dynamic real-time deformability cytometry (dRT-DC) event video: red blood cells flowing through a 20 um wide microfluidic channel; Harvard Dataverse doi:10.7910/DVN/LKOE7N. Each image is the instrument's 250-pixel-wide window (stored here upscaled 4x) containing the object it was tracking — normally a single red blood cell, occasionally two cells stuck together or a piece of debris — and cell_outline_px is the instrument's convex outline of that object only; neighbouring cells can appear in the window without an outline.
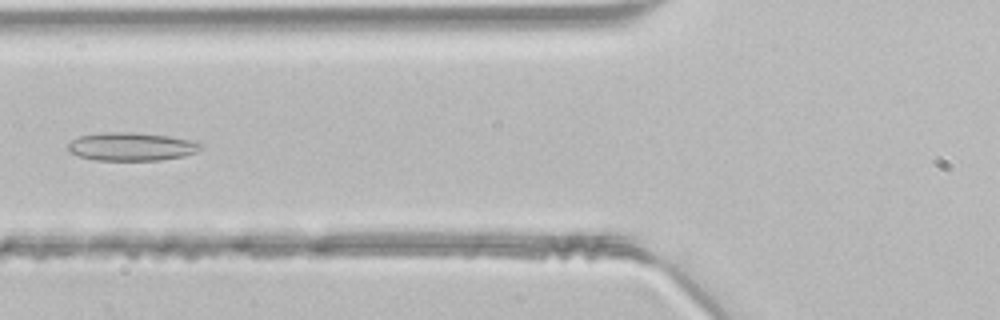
{"species": "common noctule bat (a hibernating species)", "species_latin": "Nyctalus noctula", "temperature_condition": "room temperature", "stored_images_in_passage": 43, "camera_frame_rate_fps": 3000, "um_per_image_px": 0.085, "animal": {"sex": "male", "body_mass_g": 21.5, "forearm_length_mm": 52.0}, "frame": {"image": 1, "passage_image": 13, "time_ms": 4.0, "image_size_px": [1000, 320], "cell_outline_px": [[204, 148], [196, 152], [184, 156], [160, 160], [96, 160], [80, 156], [68, 152], [68, 144], [72, 140], [80, 136], [100, 132], [132, 132], [168, 136], [188, 140], [204, 144]], "centroid_in_image_um": [11.18, 12.46], "position_along_channel_um": 114.6, "area_um2": 21.85}}
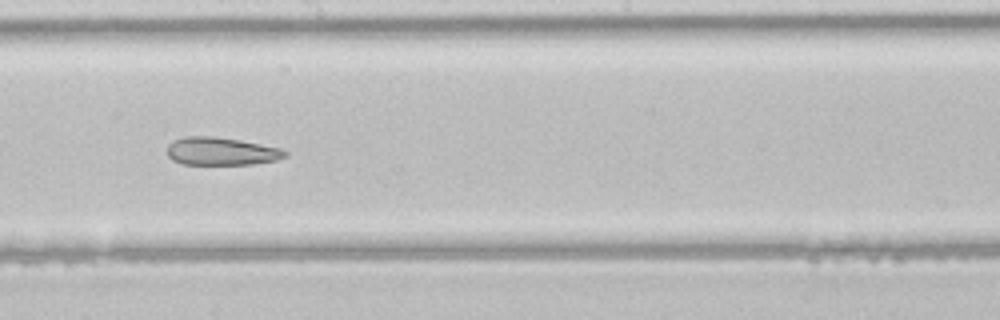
{"frame": {"image": 2, "passage_image": 21, "time_ms": 6.667, "image_size_px": [1000, 320], "cell_outline_px": [[288, 156], [276, 160], [252, 164], [184, 164], [172, 160], [168, 156], [168, 144], [172, 140], [184, 136], [212, 136], [240, 140], [280, 148], [288, 152]], "centroid_in_image_um": [18.79, 12.85], "position_along_channel_um": 229.4, "area_um2": 19.19}}
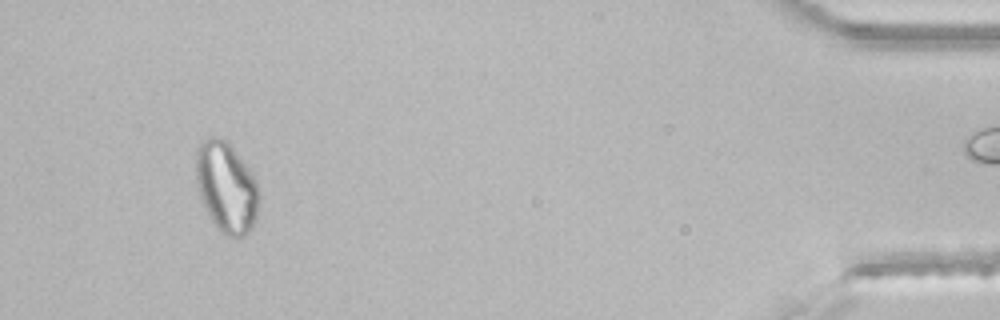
{"frame": {"image": 3, "passage_image": 39, "time_ms": 12.667, "image_size_px": [1000, 320], "cell_outline_px": [[260, 196], [256, 216], [252, 228], [240, 240], [236, 240], [220, 232], [216, 228], [204, 208], [200, 196], [196, 180], [196, 148], [200, 140], [208, 136], [212, 136], [228, 140], [248, 168], [256, 180]], "centroid_in_image_um": [19.23, 15.92], "position_along_channel_um": 416.0, "area_um2": 33.93}}